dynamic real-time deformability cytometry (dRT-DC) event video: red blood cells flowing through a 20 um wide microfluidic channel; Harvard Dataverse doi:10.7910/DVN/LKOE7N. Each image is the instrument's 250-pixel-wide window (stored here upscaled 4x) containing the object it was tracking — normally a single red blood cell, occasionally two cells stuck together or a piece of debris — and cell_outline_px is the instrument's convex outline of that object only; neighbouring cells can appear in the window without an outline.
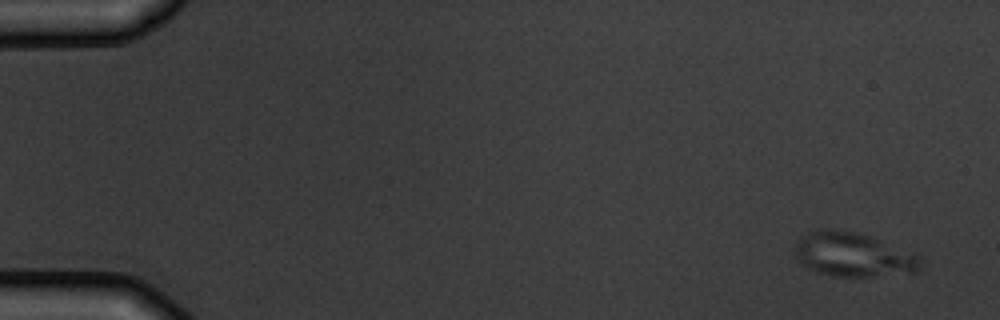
{"species": "common noctule bat (a hibernating species)", "species_latin": "Nyctalus noctula", "temperature_condition": "warm", "stored_images_in_passage": 5, "camera_frame_rate_fps": 3000, "um_per_image_px": 0.085, "animal": {"sex": "male", "body_mass_g": 19.5, "forearm_length_mm": 54.6}, "frame": {"image": 1, "passage_image": 1, "time_ms": 0.0, "image_size_px": [1000, 320], "cell_outline_px": [[920, 268], [912, 272], [868, 276], [832, 276], [816, 272], [808, 268], [796, 256], [792, 248], [800, 236], [812, 232], [856, 232], [916, 252], [920, 256]], "centroid_in_image_um": [72.54, 21.67], "position_along_channel_um": 12.5, "area_um2": 31.5}}